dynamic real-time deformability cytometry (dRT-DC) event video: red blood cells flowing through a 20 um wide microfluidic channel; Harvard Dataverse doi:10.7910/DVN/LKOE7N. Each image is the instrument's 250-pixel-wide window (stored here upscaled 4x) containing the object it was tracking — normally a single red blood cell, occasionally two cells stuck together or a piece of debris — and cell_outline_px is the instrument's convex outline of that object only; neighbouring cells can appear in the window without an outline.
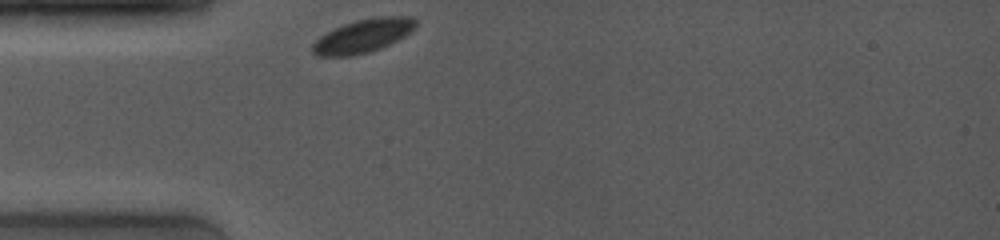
{"species": "common noctule bat (a hibernating species)", "species_latin": "Nyctalus noctula", "temperature_condition": "room temperature", "stored_images_in_passage": 40, "camera_frame_rate_fps": 4000, "um_per_image_px": 0.085, "animal": {"sex": "female", "body_mass_g": 19.0, "forearm_length_mm": 53.3}, "frame": {"image": 1, "passage_image": 1, "time_ms": 0.0, "image_size_px": [1000, 240], "cell_outline_px": [[416, 24], [404, 36], [380, 48], [368, 52], [352, 56], [320, 56], [312, 52], [312, 44], [320, 36], [344, 24], [356, 20], [376, 16], [412, 16], [416, 20]], "centroid_in_image_um": [30.84, 3.04], "position_along_channel_um": 54.2, "area_um2": 19.83}}
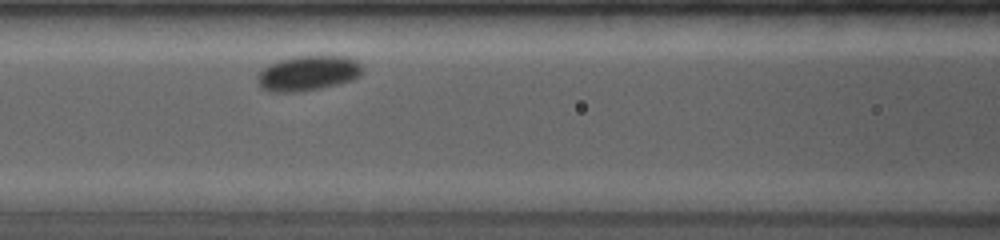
{"frame": {"image": 2, "passage_image": 11, "time_ms": 2.5, "image_size_px": [1000, 240], "cell_outline_px": [[364, 72], [360, 76], [352, 80], [320, 88], [296, 92], [268, 92], [260, 88], [256, 80], [256, 76], [268, 64], [280, 60], [296, 56], [344, 56], [356, 60], [360, 64]], "centroid_in_image_um": [26.15, 6.23], "position_along_channel_um": 140.4, "area_um2": 21.56}}
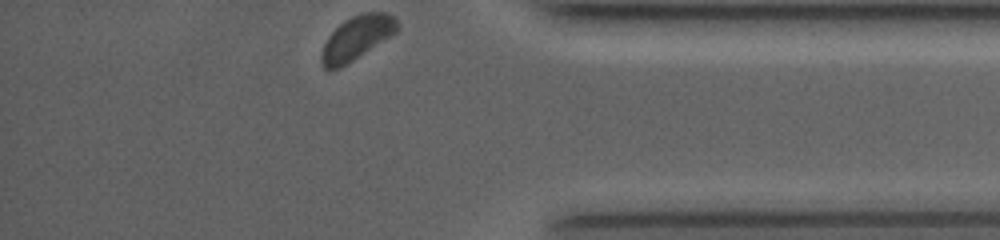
{"frame": {"image": 3, "passage_image": 40, "time_ms": 9.75, "image_size_px": [1000, 240], "cell_outline_px": [[400, 28], [396, 32], [340, 68], [324, 68], [320, 60], [320, 56], [324, 44], [328, 36], [344, 20], [352, 16], [364, 12], [384, 12], [396, 16], [400, 24]], "centroid_in_image_um": [30.35, 3.18], "position_along_channel_um": 404.9, "area_um2": 19.19}}